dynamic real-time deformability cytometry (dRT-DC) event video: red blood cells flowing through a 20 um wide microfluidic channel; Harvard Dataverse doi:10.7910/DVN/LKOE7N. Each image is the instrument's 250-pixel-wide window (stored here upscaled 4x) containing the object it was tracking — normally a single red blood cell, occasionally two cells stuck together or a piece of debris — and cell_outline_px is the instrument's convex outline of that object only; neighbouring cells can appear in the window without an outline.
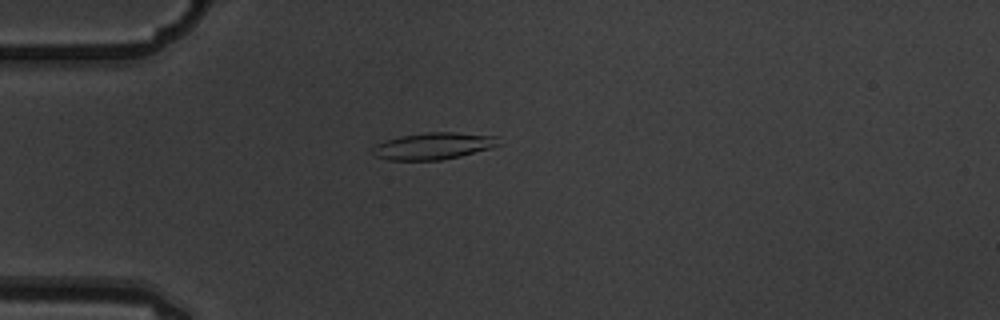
{"species": "common noctule bat (a hibernating species)", "species_latin": "Nyctalus noctula", "temperature_condition": "warm", "stored_images_in_passage": 2, "camera_frame_rate_fps": 3000, "um_per_image_px": 0.085, "animal": {"sex": "male", "body_mass_g": 19.5, "forearm_length_mm": 54.6}, "frame": {"image": 1, "passage_image": 2, "time_ms": 0.333, "image_size_px": [1000, 320], "cell_outline_px": [[500, 144], [492, 148], [460, 156], [440, 160], [388, 160], [376, 156], [372, 152], [372, 148], [376, 144], [400, 136], [424, 132], [456, 132], [500, 136]], "centroid_in_image_um": [36.89, 12.4], "position_along_channel_um": 48.1, "area_um2": 19.83}}